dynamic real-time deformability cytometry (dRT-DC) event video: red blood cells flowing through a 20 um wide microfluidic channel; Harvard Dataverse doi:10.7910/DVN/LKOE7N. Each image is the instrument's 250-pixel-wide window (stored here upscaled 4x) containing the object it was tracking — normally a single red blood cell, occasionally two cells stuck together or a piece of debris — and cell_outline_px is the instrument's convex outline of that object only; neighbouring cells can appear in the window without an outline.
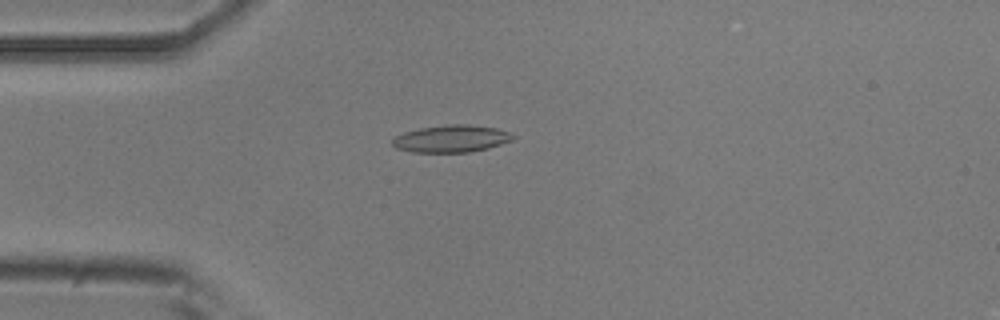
{"species": "common noctule bat (a hibernating species)", "species_latin": "Nyctalus noctula", "temperature_condition": "room temperature", "stored_images_in_passage": 39, "camera_frame_rate_fps": 3000, "um_per_image_px": 0.085, "animal": {"sex": "male", "body_mass_g": 20.5, "forearm_length_mm": 52.5}, "frame": {"image": 1, "passage_image": 1, "time_ms": 0.0, "image_size_px": [1000, 320], "cell_outline_px": [[516, 136], [512, 140], [488, 148], [468, 152], [412, 152], [396, 148], [392, 144], [392, 140], [396, 136], [404, 132], [420, 128], [448, 124], [468, 124], [496, 128], [512, 132]], "centroid_in_image_um": [38.38, 11.78], "position_along_channel_um": 46.6, "area_um2": 19.13}}
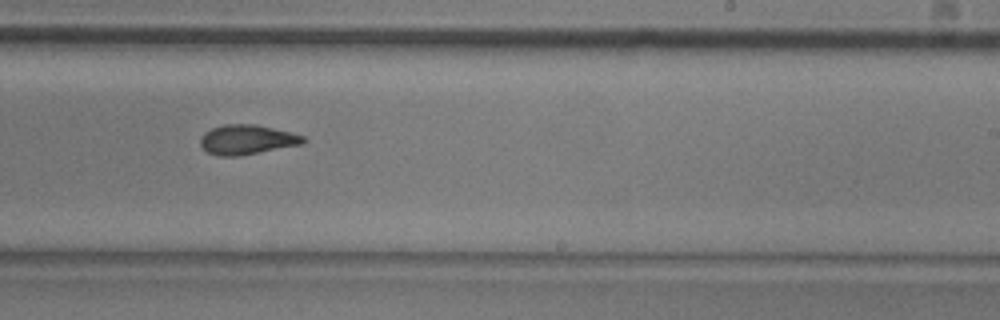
{"frame": {"image": 2, "passage_image": 19, "time_ms": 6.0, "image_size_px": [1000, 320], "cell_outline_px": [[304, 140], [300, 144], [240, 156], [220, 156], [208, 152], [200, 144], [200, 136], [204, 132], [212, 128], [224, 124], [256, 124], [292, 132], [304, 136]], "centroid_in_image_um": [20.95, 11.86], "position_along_channel_um": 268.0, "area_um2": 17.69}}
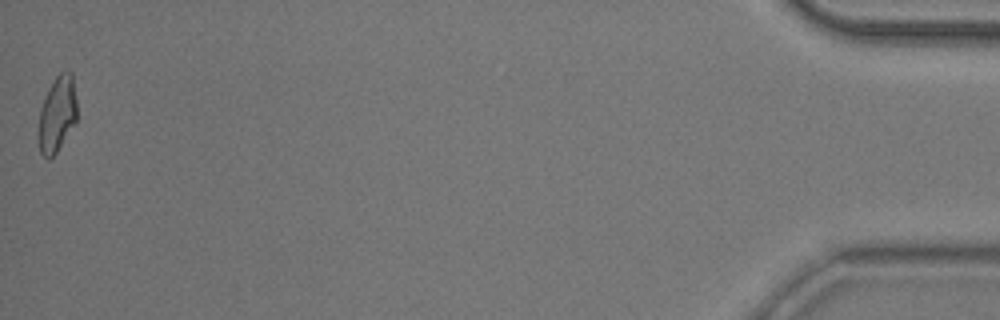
{"frame": {"image": 3, "passage_image": 39, "time_ms": 12.667, "image_size_px": [1000, 320], "cell_outline_px": [[76, 120], [56, 152], [48, 160], [40, 152], [40, 108], [48, 88], [56, 76], [60, 72], [72, 72], [76, 100]], "centroid_in_image_um": [4.87, 9.65], "position_along_channel_um": 430.3, "area_um2": 16.42}, "authors_computed_cell_mechanics": {"area_um2": 17.629, "velocity_mm_per_s": 3.9084, "shape_relaxation_time_tau1_ms": 7.0213, "shape_relaxation_time_tau2_ms": 2.7906, "deformation_change_tau1": 0.1824, "deformation_change_tau2": 0.1059}}